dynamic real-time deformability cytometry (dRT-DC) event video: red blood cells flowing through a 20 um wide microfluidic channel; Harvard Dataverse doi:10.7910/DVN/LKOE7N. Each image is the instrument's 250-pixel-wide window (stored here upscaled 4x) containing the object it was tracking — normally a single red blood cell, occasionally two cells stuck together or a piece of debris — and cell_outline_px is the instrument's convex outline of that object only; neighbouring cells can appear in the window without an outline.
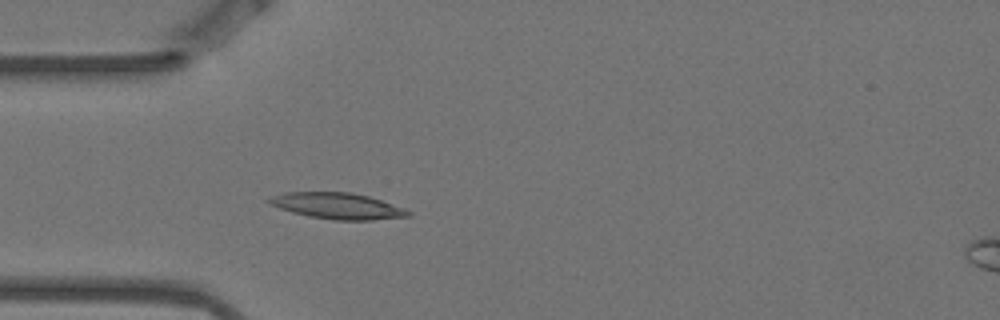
{"species": "Egyptian fruit bat (a non-hibernating species)", "species_latin": "Rousettus aegyptiacus", "temperature_condition": "warm", "stored_images_in_passage": 5, "camera_frame_rate_fps": 3000, "um_per_image_px": 0.085, "animal": {"sex": "female"}, "frame": {"image": 1, "passage_image": 5, "time_ms": 1.333, "image_size_px": [1000, 320], "cell_outline_px": [[412, 216], [372, 220], [332, 220], [308, 216], [292, 212], [268, 204], [264, 200], [272, 196], [284, 192], [348, 192], [368, 196], [404, 208], [412, 212]], "centroid_in_image_um": [28.66, 17.5], "position_along_channel_um": 56.3, "area_um2": 21.27}}